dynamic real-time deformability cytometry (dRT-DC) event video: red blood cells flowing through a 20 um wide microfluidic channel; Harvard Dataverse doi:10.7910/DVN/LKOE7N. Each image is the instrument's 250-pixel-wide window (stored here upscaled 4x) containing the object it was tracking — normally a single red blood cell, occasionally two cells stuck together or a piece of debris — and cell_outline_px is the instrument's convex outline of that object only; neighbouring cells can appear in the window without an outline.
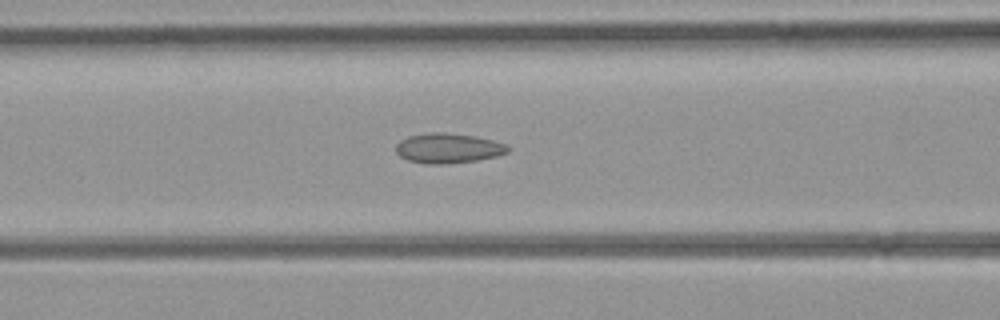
{"species": "common noctule bat (a hibernating species)", "species_latin": "Nyctalus noctula", "temperature_condition": "room temperature", "stored_images_in_passage": 38, "camera_frame_rate_fps": 3000, "um_per_image_px": 0.085, "animal": {"sex": "female", "body_mass_g": 21.9}, "frame": {"image": 1, "passage_image": 17, "time_ms": 5.333, "image_size_px": [1000, 320], "cell_outline_px": [[512, 148], [508, 152], [496, 156], [476, 160], [440, 164], [424, 164], [408, 160], [400, 156], [396, 152], [396, 144], [400, 140], [408, 136], [428, 132], [444, 132], [476, 136], [508, 144]], "centroid_in_image_um": [38.1, 12.58], "position_along_channel_um": 128.5, "area_um2": 19.65}}
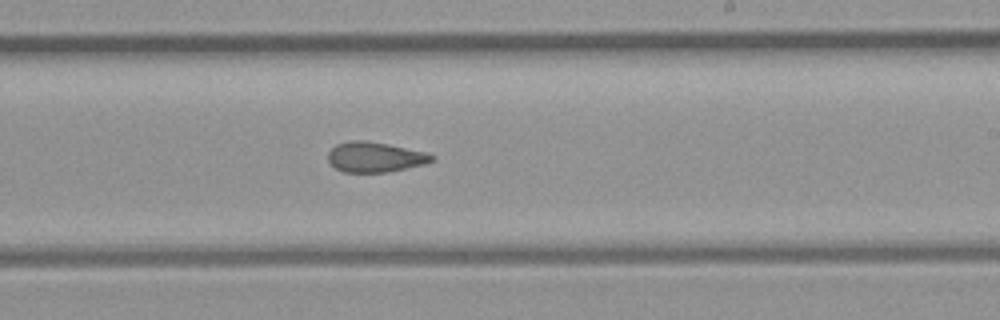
{"frame": {"image": 2, "passage_image": 25, "time_ms": 8.0, "image_size_px": [1000, 320], "cell_outline_px": [[436, 160], [424, 164], [388, 172], [344, 172], [336, 168], [328, 160], [328, 152], [336, 144], [352, 140], [364, 140], [388, 144], [428, 152], [436, 156]], "centroid_in_image_um": [31.91, 13.34], "position_along_channel_um": 257.1, "area_um2": 18.32}}
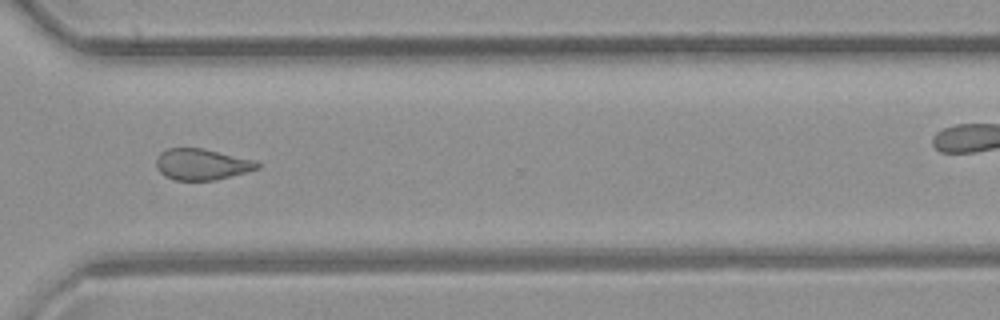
{"frame": {"image": 3, "passage_image": 31, "time_ms": 10.0, "image_size_px": [1000, 320], "cell_outline_px": [[260, 168], [216, 180], [176, 180], [164, 176], [156, 168], [156, 160], [160, 152], [168, 148], [200, 148], [256, 160], [260, 164]], "centroid_in_image_um": [17.14, 13.97], "position_along_channel_um": 353.5, "area_um2": 18.32}}